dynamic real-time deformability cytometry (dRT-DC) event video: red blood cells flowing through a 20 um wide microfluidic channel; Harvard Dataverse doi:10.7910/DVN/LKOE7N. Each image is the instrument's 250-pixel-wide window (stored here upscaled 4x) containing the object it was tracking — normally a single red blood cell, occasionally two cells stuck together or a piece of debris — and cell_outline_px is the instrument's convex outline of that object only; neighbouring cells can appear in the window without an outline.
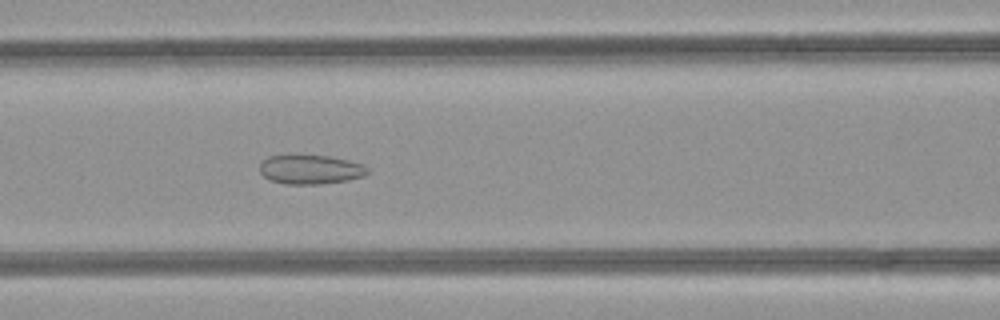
{"species": "common noctule bat (a hibernating species)", "species_latin": "Nyctalus noctula", "temperature_condition": "room temperature", "stored_images_in_passage": 32, "camera_frame_rate_fps": 3000, "um_per_image_px": 0.085, "animal": {"sex": "female", "body_mass_g": 21.9}, "frame": {"image": 1, "passage_image": 10, "time_ms": 3.0, "image_size_px": [1000, 320], "cell_outline_px": [[368, 172], [364, 176], [348, 180], [320, 184], [284, 184], [272, 180], [264, 176], [260, 172], [260, 164], [268, 156], [288, 152], [296, 152], [332, 156], [364, 164], [368, 168]], "centroid_in_image_um": [26.36, 14.34], "position_along_channel_um": 140.2, "area_um2": 19.25}}
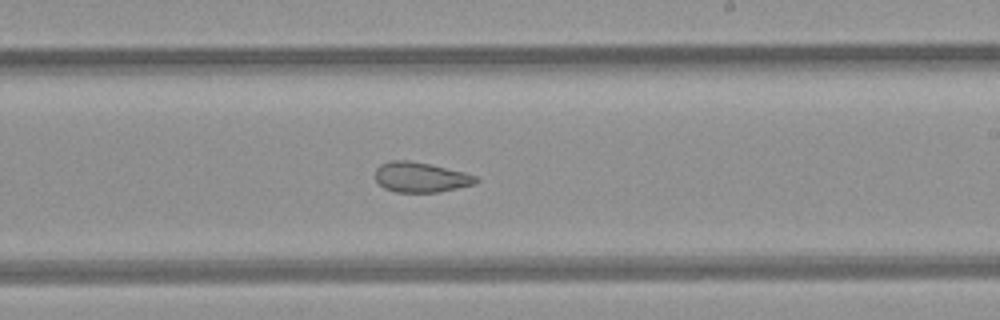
{"frame": {"image": 2, "passage_image": 18, "time_ms": 5.667, "image_size_px": [1000, 320], "cell_outline_px": [[480, 180], [476, 184], [440, 192], [396, 192], [384, 188], [376, 180], [376, 168], [380, 164], [392, 160], [408, 160], [432, 164], [464, 172], [476, 176]], "centroid_in_image_um": [35.79, 15.06], "position_along_channel_um": 253.2, "area_um2": 17.8}}
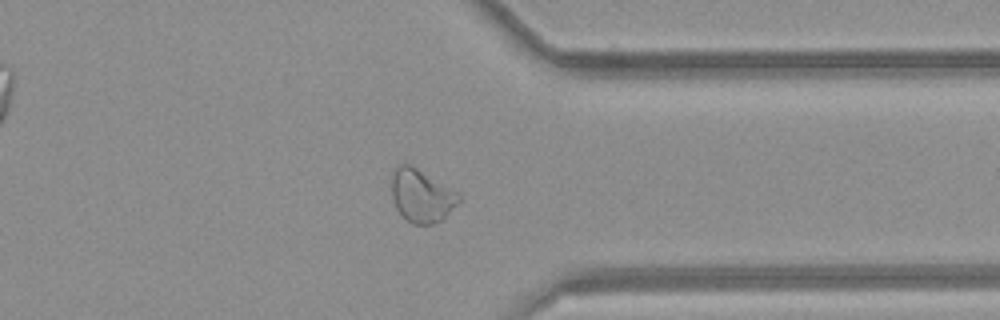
{"frame": {"image": 3, "passage_image": 27, "time_ms": 8.667, "image_size_px": [1000, 320], "cell_outline_px": [[460, 200], [440, 220], [432, 224], [412, 224], [396, 208], [392, 196], [392, 172], [396, 164], [412, 164], [456, 192], [460, 196]], "centroid_in_image_um": [35.78, 16.6], "position_along_channel_um": 375.6, "area_um2": 20.35}, "authors_computed_cell_mechanics": {"area_um2": 19.3052, "velocity_mm_per_s": 4.2493, "shape_relaxation_time_tau1_ms": null, "shape_relaxation_time_tau2_ms": 1.6918, "deformation_change_tau1": null, "deformation_change_tau2": 0.0745}}